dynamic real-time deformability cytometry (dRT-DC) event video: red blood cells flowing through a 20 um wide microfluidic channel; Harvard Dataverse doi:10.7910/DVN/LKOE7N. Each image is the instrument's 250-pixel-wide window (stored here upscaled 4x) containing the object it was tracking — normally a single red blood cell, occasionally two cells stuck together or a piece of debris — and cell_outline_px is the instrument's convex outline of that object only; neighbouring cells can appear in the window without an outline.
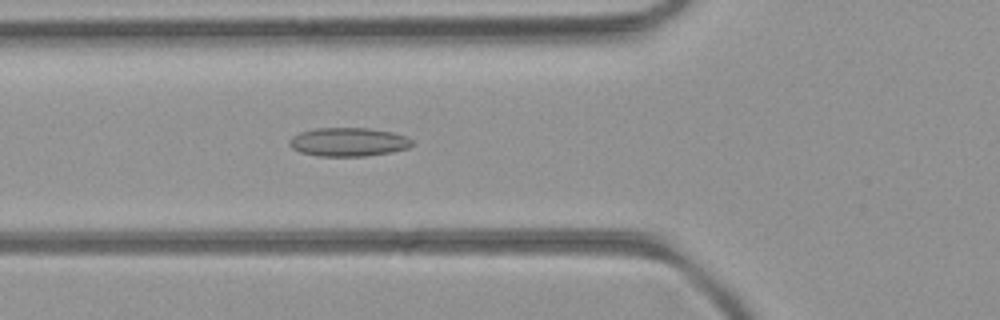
{"species": "common noctule bat (a hibernating species)", "species_latin": "Nyctalus noctula", "temperature_condition": "room temperature", "stored_images_in_passage": 10, "camera_frame_rate_fps": 3000, "um_per_image_px": 0.085, "animal": {"sex": "female", "body_mass_g": 21.9}, "frame": {"image": 1, "passage_image": 7, "time_ms": 2.0, "image_size_px": [1000, 320], "cell_outline_px": [[412, 144], [408, 148], [392, 152], [368, 156], [316, 156], [300, 152], [292, 148], [288, 144], [288, 140], [292, 136], [300, 132], [316, 128], [368, 128], [392, 132], [404, 136], [412, 140]], "centroid_in_image_um": [29.58, 12.07], "position_along_channel_um": 96.2, "area_um2": 20.58}}